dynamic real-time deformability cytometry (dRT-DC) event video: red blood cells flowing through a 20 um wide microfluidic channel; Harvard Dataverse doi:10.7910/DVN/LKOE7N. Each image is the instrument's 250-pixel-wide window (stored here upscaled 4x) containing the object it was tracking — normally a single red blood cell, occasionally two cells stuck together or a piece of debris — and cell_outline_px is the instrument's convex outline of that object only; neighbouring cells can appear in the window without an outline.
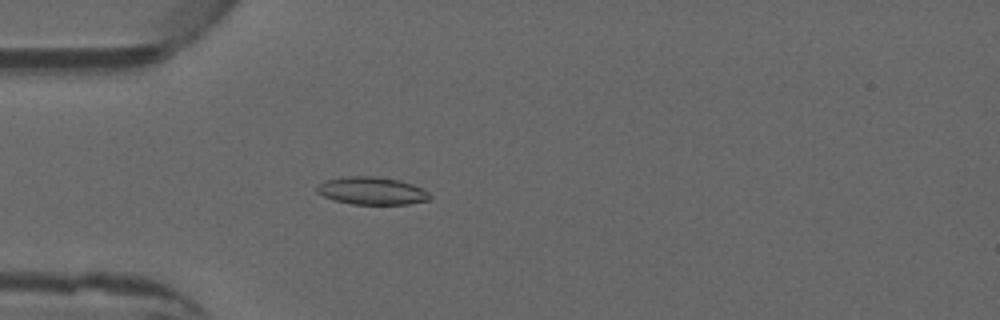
{"species": "common noctule bat (a hibernating species)", "species_latin": "Nyctalus noctula", "temperature_condition": "warm", "stored_images_in_passage": 48, "camera_frame_rate_fps": 3000, "um_per_image_px": 0.085, "animal": {"sex": "male", "forearm_length_mm": 52.5}, "frame": {"image": 1, "passage_image": 14, "time_ms": 4.333, "image_size_px": [1000, 320], "cell_outline_px": [[432, 196], [428, 200], [408, 204], [352, 204], [336, 200], [324, 196], [316, 192], [316, 188], [324, 180], [348, 176], [376, 176], [400, 180], [412, 184], [428, 192]], "centroid_in_image_um": [31.61, 16.21], "position_along_channel_um": 53.4, "area_um2": 18.09}}
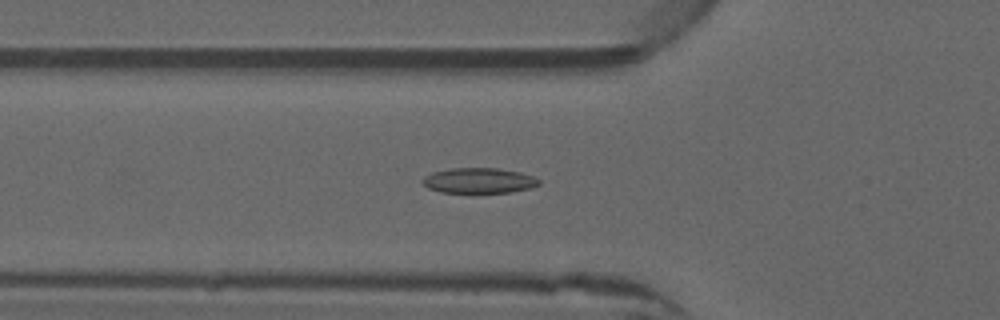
{"frame": {"image": 2, "passage_image": 17, "time_ms": 5.333, "image_size_px": [1000, 320], "cell_outline_px": [[540, 184], [532, 188], [512, 192], [440, 192], [428, 188], [420, 184], [420, 180], [424, 176], [432, 172], [452, 168], [496, 168], [520, 172], [532, 176], [540, 180]], "centroid_in_image_um": [40.67, 15.35], "position_along_channel_um": 85.1, "area_um2": 17.28}}
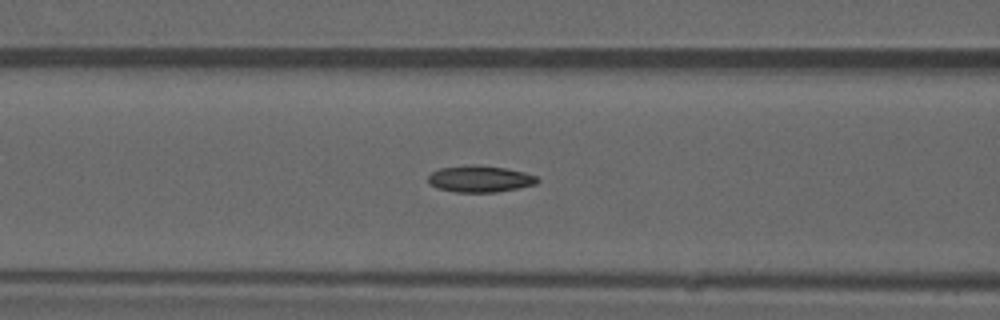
{"frame": {"image": 3, "passage_image": 20, "time_ms": 6.333, "image_size_px": [1000, 320], "cell_outline_px": [[540, 180], [536, 184], [496, 192], [456, 192], [436, 188], [428, 184], [428, 176], [432, 172], [440, 168], [472, 164], [480, 164], [504, 168], [524, 172], [536, 176]], "centroid_in_image_um": [40.76, 15.2], "position_along_channel_um": 125.8, "area_um2": 16.99}}